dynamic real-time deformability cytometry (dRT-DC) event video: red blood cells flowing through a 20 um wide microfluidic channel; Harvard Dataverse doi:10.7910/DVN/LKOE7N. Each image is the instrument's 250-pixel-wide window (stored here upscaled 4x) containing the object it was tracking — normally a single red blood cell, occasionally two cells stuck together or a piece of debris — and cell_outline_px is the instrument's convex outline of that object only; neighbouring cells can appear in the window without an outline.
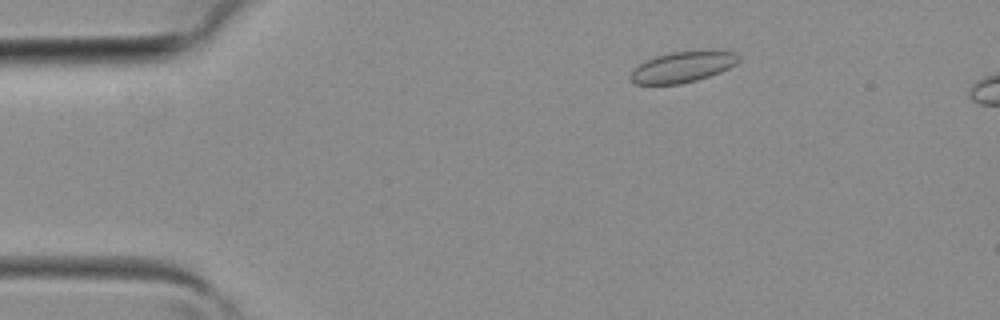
{"species": "common noctule bat (a hibernating species)", "species_latin": "Nyctalus noctula", "temperature_condition": "room temperature", "stored_images_in_passage": 4, "camera_frame_rate_fps": 3000, "um_per_image_px": 0.085, "animal": {"sex": "female", "body_mass_g": 19.3, "forearm_length_mm": 54.1}, "frame": {"image": 1, "passage_image": 4, "time_ms": 1.0, "image_size_px": [1000, 320], "cell_outline_px": [[740, 60], [736, 64], [720, 72], [696, 80], [680, 84], [636, 84], [632, 80], [632, 72], [640, 64], [656, 56], [672, 52], [704, 48], [712, 48], [736, 52], [740, 56]], "centroid_in_image_um": [58.15, 5.63], "position_along_channel_um": 26.9, "area_um2": 19.71}}